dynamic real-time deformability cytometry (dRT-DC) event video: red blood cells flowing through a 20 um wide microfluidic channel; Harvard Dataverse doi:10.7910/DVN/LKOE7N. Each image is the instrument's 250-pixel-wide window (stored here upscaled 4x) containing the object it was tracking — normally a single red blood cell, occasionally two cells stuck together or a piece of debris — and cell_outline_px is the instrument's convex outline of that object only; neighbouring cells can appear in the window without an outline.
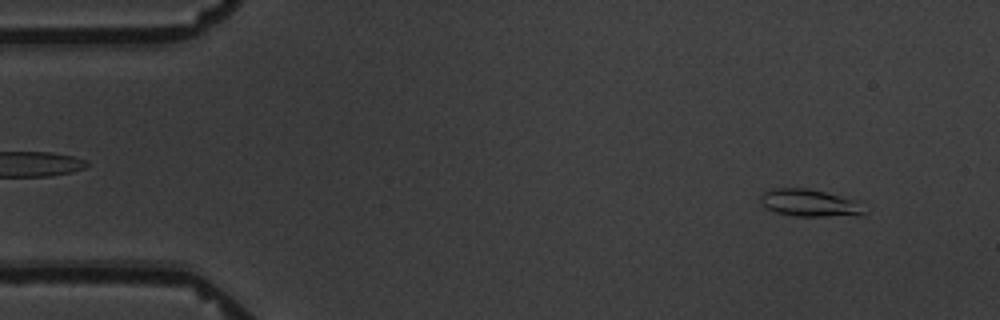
{"species": "common noctule bat (a hibernating species)", "species_latin": "Nyctalus noctula", "temperature_condition": "warm", "stored_images_in_passage": 8, "camera_frame_rate_fps": 3000, "um_per_image_px": 0.085, "animal": {"sex": "male", "body_mass_g": 19.5, "forearm_length_mm": 54.6}, "frame": {"image": 1, "passage_image": 2, "time_ms": 1.333, "image_size_px": [1000, 320], "cell_outline_px": [[864, 212], [860, 216], [792, 216], [776, 212], [764, 208], [760, 200], [760, 196], [768, 188], [808, 188], [860, 200]], "centroid_in_image_um": [68.82, 17.25], "position_along_channel_um": 16.2, "area_um2": 16.88}}
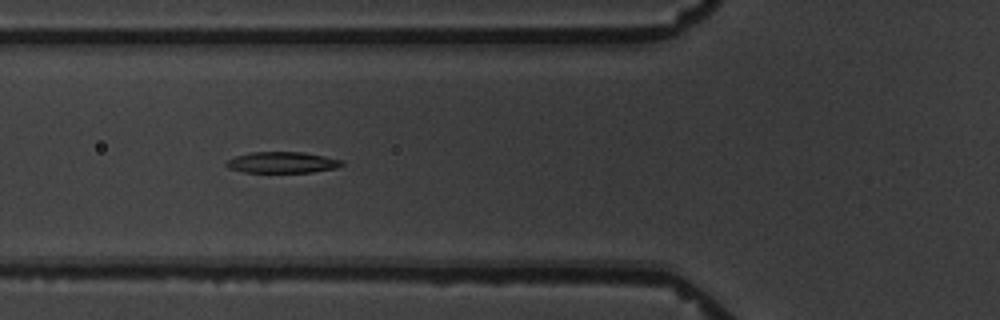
{"frame": {"image": 2, "passage_image": 6, "time_ms": 6.667, "image_size_px": [1000, 320], "cell_outline_px": [[344, 164], [336, 168], [312, 172], [244, 172], [228, 168], [224, 164], [224, 160], [236, 156], [252, 152], [304, 152], [344, 160]], "centroid_in_image_um": [23.97, 13.8], "position_along_channel_um": 101.8, "area_um2": 14.33}}
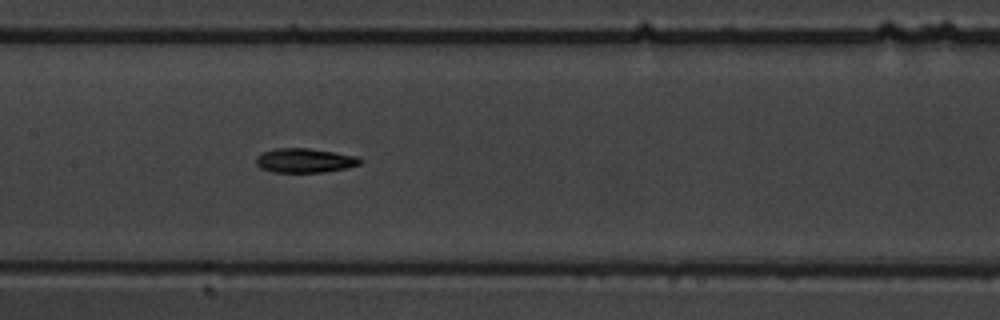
{"frame": {"image": 3, "passage_image": 8, "time_ms": 9.0, "image_size_px": [1000, 320], "cell_outline_px": [[364, 160], [360, 164], [348, 168], [324, 172], [272, 172], [260, 168], [256, 164], [256, 156], [264, 152], [276, 148], [308, 148], [360, 156]], "centroid_in_image_um": [25.94, 13.64], "position_along_channel_um": 181.5, "area_um2": 14.91}}